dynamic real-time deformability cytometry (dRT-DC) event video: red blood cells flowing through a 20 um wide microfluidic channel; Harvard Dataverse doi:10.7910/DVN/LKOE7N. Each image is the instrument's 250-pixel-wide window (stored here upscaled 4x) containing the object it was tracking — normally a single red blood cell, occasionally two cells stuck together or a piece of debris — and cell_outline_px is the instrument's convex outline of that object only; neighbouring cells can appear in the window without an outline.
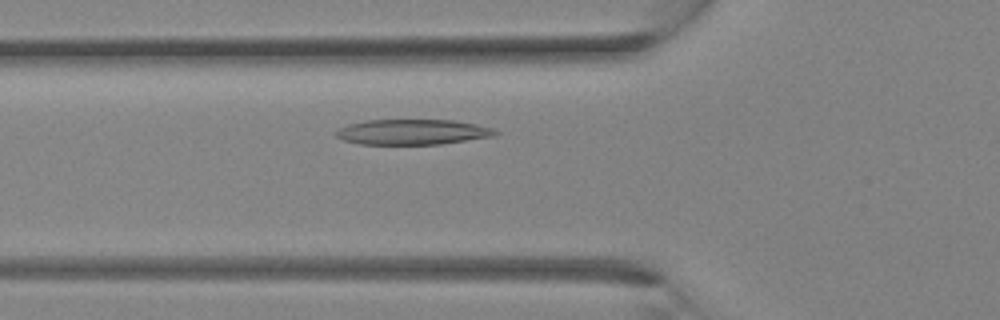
{"species": "Egyptian fruit bat (a non-hibernating species)", "species_latin": "Rousettus aegyptiacus", "temperature_condition": "room temperature", "stored_images_in_passage": 29, "camera_frame_rate_fps": 3000, "um_per_image_px": 0.085, "animal": {"sex": "female"}, "frame": {"image": 1, "passage_image": 8, "time_ms": 2.333, "image_size_px": [1000, 320], "cell_outline_px": [[500, 132], [496, 136], [440, 144], [360, 144], [344, 140], [336, 136], [336, 132], [340, 128], [348, 124], [364, 120], [456, 120], [476, 124], [492, 128]], "centroid_in_image_um": [35.1, 11.21], "position_along_channel_um": 90.7, "area_um2": 23.52}}
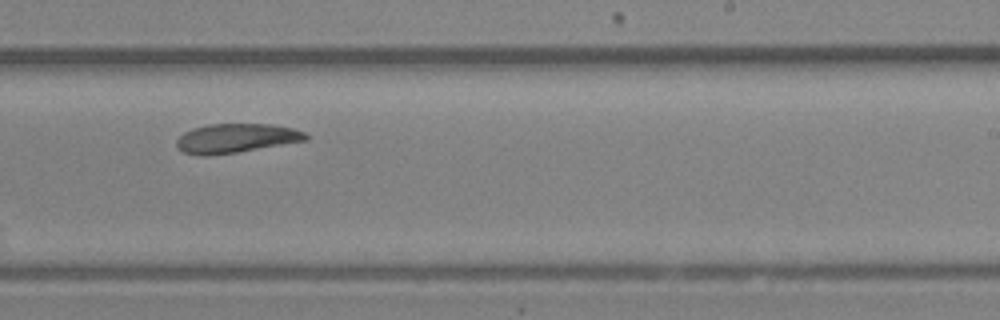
{"frame": {"image": 2, "passage_image": 17, "time_ms": 5.333, "image_size_px": [1000, 320], "cell_outline_px": [[308, 140], [236, 152], [208, 156], [200, 156], [184, 152], [176, 148], [176, 140], [184, 132], [192, 128], [208, 124], [272, 124], [292, 128], [304, 132], [308, 136]], "centroid_in_image_um": [20.02, 11.75], "position_along_channel_um": 269.0, "area_um2": 21.96}}
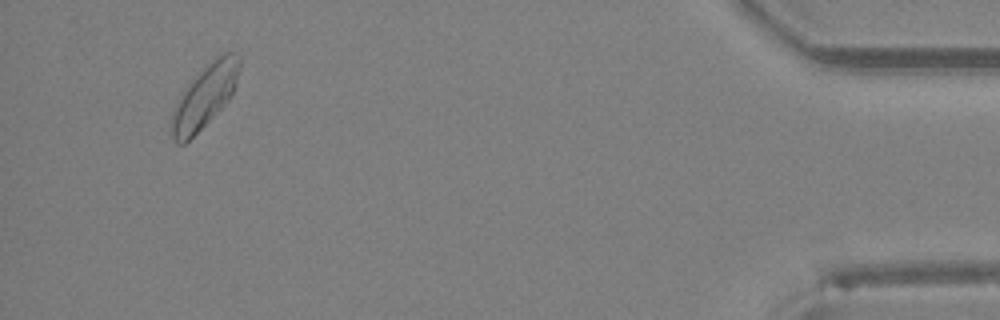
{"frame": {"image": 3, "passage_image": 28, "time_ms": 9.0, "image_size_px": [1000, 320], "cell_outline_px": [[240, 64], [236, 88], [232, 96], [184, 144], [176, 144], [168, 128], [168, 120], [180, 96], [188, 84], [216, 56], [224, 52], [240, 52]], "centroid_in_image_um": [17.39, 8.18], "position_along_channel_um": 417.8, "area_um2": 24.8}}